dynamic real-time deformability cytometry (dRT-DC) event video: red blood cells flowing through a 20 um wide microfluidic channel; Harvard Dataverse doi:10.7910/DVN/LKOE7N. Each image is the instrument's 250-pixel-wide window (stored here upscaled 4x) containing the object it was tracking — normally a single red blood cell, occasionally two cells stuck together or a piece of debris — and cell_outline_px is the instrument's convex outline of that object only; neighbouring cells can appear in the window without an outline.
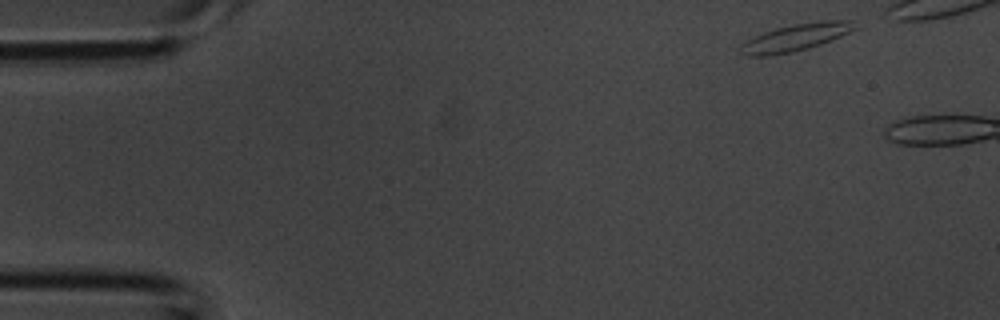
{"species": "common noctule bat (a hibernating species)", "species_latin": "Nyctalus noctula", "temperature_condition": "room temperature", "stored_images_in_passage": 3, "camera_frame_rate_fps": 3000, "um_per_image_px": 0.085, "animal": {"sex": "male", "body_mass_g": 20.1, "forearm_length_mm": 53.5}, "frame": {"image": 1, "passage_image": 1, "time_ms": 0.0, "image_size_px": [1000, 320], "cell_outline_px": [[860, 28], [832, 40], [808, 48], [792, 52], [768, 56], [748, 56], [736, 52], [736, 48], [740, 44], [764, 32], [776, 28], [792, 24], [820, 20], [852, 20]], "centroid_in_image_um": [67.64, 3.18], "position_along_channel_um": 17.4, "area_um2": 18.44}}